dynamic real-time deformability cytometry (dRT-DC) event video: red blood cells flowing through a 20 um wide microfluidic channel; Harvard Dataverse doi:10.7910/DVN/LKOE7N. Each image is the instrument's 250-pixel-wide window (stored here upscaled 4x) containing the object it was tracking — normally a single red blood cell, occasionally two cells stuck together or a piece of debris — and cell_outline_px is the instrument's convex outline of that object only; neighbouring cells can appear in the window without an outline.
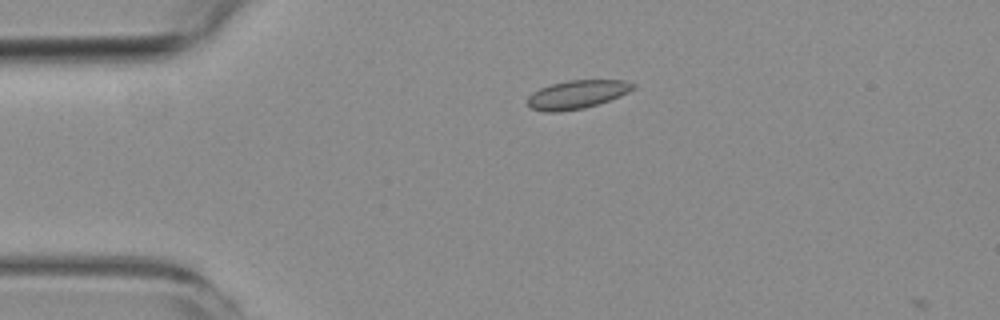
{"species": "common noctule bat (a hibernating species)", "species_latin": "Nyctalus noctula", "temperature_condition": "room temperature", "stored_images_in_passage": 5, "camera_frame_rate_fps": 3000, "um_per_image_px": 0.085, "animal": {"sex": "female", "body_mass_g": 19.3, "forearm_length_mm": 54.1}, "frame": {"image": 1, "passage_image": 4, "time_ms": 3.667, "image_size_px": [1000, 320], "cell_outline_px": [[636, 88], [620, 96], [584, 108], [556, 112], [544, 112], [532, 108], [528, 104], [528, 96], [532, 92], [540, 88], [552, 84], [568, 80], [624, 80], [636, 84]], "centroid_in_image_um": [49.05, 8.02], "position_along_channel_um": 35.9, "area_um2": 17.4}}